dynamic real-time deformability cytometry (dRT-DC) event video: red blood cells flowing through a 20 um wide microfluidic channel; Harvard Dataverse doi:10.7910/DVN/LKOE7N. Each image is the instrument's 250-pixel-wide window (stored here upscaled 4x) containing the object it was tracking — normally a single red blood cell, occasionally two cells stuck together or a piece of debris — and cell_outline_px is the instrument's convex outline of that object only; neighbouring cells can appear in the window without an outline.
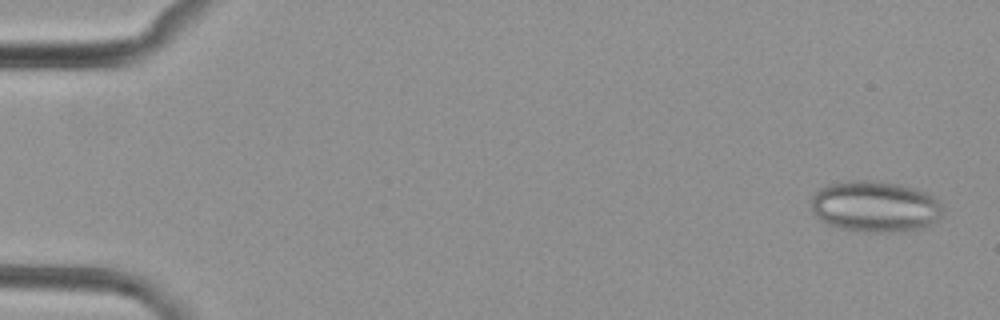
{"species": "common noctule bat (a hibernating species)", "species_latin": "Nyctalus noctula", "temperature_condition": "cold", "stored_images_in_passage": 5, "camera_frame_rate_fps": 3000, "um_per_image_px": 0.085, "animal": {"sex": "female", "body_mass_g": 29.2, "forearm_length_mm": 56.3}, "frame": {"image": 1, "passage_image": 1, "time_ms": 0.0, "image_size_px": [1000, 320], "cell_outline_px": [[940, 216], [932, 224], [924, 228], [904, 232], [864, 232], [840, 228], [828, 224], [820, 220], [816, 216], [812, 208], [812, 196], [820, 188], [828, 184], [852, 180], [868, 180], [896, 184], [912, 188], [924, 192], [932, 196], [940, 204]], "centroid_in_image_um": [74.35, 17.57], "position_along_channel_um": 10.6, "area_um2": 39.02}}